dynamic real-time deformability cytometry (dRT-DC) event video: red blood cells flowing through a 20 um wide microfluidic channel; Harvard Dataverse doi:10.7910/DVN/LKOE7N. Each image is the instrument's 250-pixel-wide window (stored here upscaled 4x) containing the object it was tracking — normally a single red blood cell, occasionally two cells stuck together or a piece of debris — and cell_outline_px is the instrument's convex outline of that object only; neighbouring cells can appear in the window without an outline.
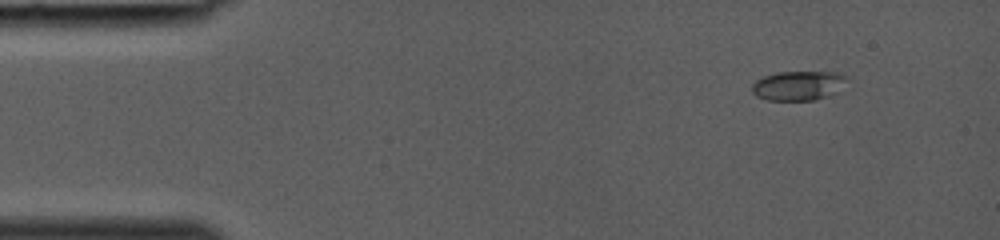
{"species": "common noctule bat (a hibernating species)", "species_latin": "Nyctalus noctula", "temperature_condition": "room temperature", "stored_images_in_passage": 34, "camera_frame_rate_fps": 3000, "um_per_image_px": 0.085, "animal": {"sex": "female", "body_mass_g": 19.0, "forearm_length_mm": 53.3}, "frame": {"image": 1, "passage_image": 1, "time_ms": 0.0, "image_size_px": [1000, 240], "cell_outline_px": [[848, 76], [836, 92], [828, 96], [812, 100], [768, 100], [756, 96], [752, 92], [752, 84], [756, 80], [764, 76], [776, 72], [836, 72]], "centroid_in_image_um": [67.81, 7.27], "position_along_channel_um": 17.2, "area_um2": 16.13}}
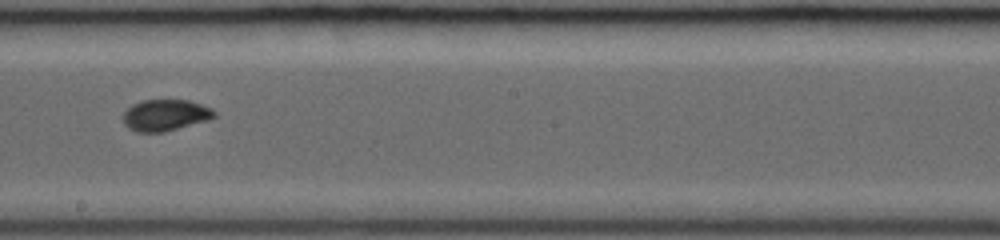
{"frame": {"image": 2, "passage_image": 19, "time_ms": 6.0, "image_size_px": [1000, 240], "cell_outline_px": [[216, 116], [208, 120], [164, 132], [136, 132], [128, 128], [124, 124], [124, 112], [132, 104], [144, 100], [188, 100], [212, 108], [216, 112]], "centroid_in_image_um": [14.06, 9.79], "position_along_channel_um": 234.1, "area_um2": 16.65}}
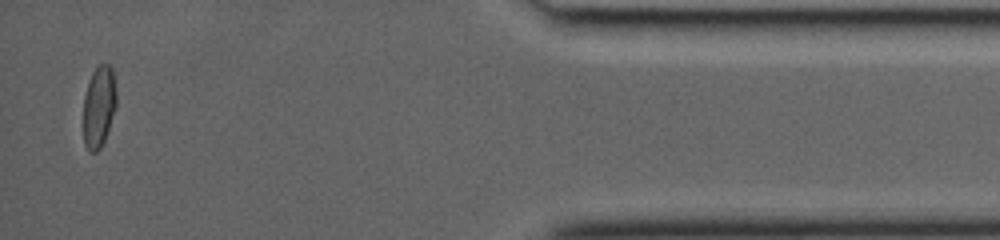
{"frame": {"image": 3, "passage_image": 33, "time_ms": 10.667, "image_size_px": [1000, 240], "cell_outline_px": [[116, 108], [104, 140], [100, 148], [96, 152], [88, 152], [84, 144], [84, 96], [92, 72], [96, 64], [108, 64], [112, 68], [116, 92]], "centroid_in_image_um": [8.4, 9.05], "position_along_channel_um": 426.8, "area_um2": 15.72}}